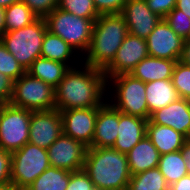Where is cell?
<instances>
[{
    "instance_id": "29",
    "label": "cell",
    "mask_w": 190,
    "mask_h": 190,
    "mask_svg": "<svg viewBox=\"0 0 190 190\" xmlns=\"http://www.w3.org/2000/svg\"><path fill=\"white\" fill-rule=\"evenodd\" d=\"M57 8L81 18L93 19L94 21L100 15L95 8L93 0H59Z\"/></svg>"
},
{
    "instance_id": "38",
    "label": "cell",
    "mask_w": 190,
    "mask_h": 190,
    "mask_svg": "<svg viewBox=\"0 0 190 190\" xmlns=\"http://www.w3.org/2000/svg\"><path fill=\"white\" fill-rule=\"evenodd\" d=\"M13 95V81L0 73V104L10 103Z\"/></svg>"
},
{
    "instance_id": "1",
    "label": "cell",
    "mask_w": 190,
    "mask_h": 190,
    "mask_svg": "<svg viewBox=\"0 0 190 190\" xmlns=\"http://www.w3.org/2000/svg\"><path fill=\"white\" fill-rule=\"evenodd\" d=\"M83 69L73 67L65 73L55 88V109L92 108L104 104L108 84L103 70L85 64Z\"/></svg>"
},
{
    "instance_id": "31",
    "label": "cell",
    "mask_w": 190,
    "mask_h": 190,
    "mask_svg": "<svg viewBox=\"0 0 190 190\" xmlns=\"http://www.w3.org/2000/svg\"><path fill=\"white\" fill-rule=\"evenodd\" d=\"M171 80L179 97L190 100V65L183 64L178 60Z\"/></svg>"
},
{
    "instance_id": "23",
    "label": "cell",
    "mask_w": 190,
    "mask_h": 190,
    "mask_svg": "<svg viewBox=\"0 0 190 190\" xmlns=\"http://www.w3.org/2000/svg\"><path fill=\"white\" fill-rule=\"evenodd\" d=\"M70 68L61 62L53 61L44 57H38L26 70L31 76L44 81L56 88Z\"/></svg>"
},
{
    "instance_id": "2",
    "label": "cell",
    "mask_w": 190,
    "mask_h": 190,
    "mask_svg": "<svg viewBox=\"0 0 190 190\" xmlns=\"http://www.w3.org/2000/svg\"><path fill=\"white\" fill-rule=\"evenodd\" d=\"M83 170L94 187L107 190H127L131 178L127 155L112 147H88Z\"/></svg>"
},
{
    "instance_id": "42",
    "label": "cell",
    "mask_w": 190,
    "mask_h": 190,
    "mask_svg": "<svg viewBox=\"0 0 190 190\" xmlns=\"http://www.w3.org/2000/svg\"><path fill=\"white\" fill-rule=\"evenodd\" d=\"M176 8L183 11L190 18V0H177Z\"/></svg>"
},
{
    "instance_id": "43",
    "label": "cell",
    "mask_w": 190,
    "mask_h": 190,
    "mask_svg": "<svg viewBox=\"0 0 190 190\" xmlns=\"http://www.w3.org/2000/svg\"><path fill=\"white\" fill-rule=\"evenodd\" d=\"M6 32L5 26V8L0 7V38Z\"/></svg>"
},
{
    "instance_id": "35",
    "label": "cell",
    "mask_w": 190,
    "mask_h": 190,
    "mask_svg": "<svg viewBox=\"0 0 190 190\" xmlns=\"http://www.w3.org/2000/svg\"><path fill=\"white\" fill-rule=\"evenodd\" d=\"M11 153L0 148V187L11 188Z\"/></svg>"
},
{
    "instance_id": "8",
    "label": "cell",
    "mask_w": 190,
    "mask_h": 190,
    "mask_svg": "<svg viewBox=\"0 0 190 190\" xmlns=\"http://www.w3.org/2000/svg\"><path fill=\"white\" fill-rule=\"evenodd\" d=\"M10 104L30 111L55 109V88L25 72L13 82Z\"/></svg>"
},
{
    "instance_id": "19",
    "label": "cell",
    "mask_w": 190,
    "mask_h": 190,
    "mask_svg": "<svg viewBox=\"0 0 190 190\" xmlns=\"http://www.w3.org/2000/svg\"><path fill=\"white\" fill-rule=\"evenodd\" d=\"M128 167L131 175L158 167L160 154L146 135L128 153Z\"/></svg>"
},
{
    "instance_id": "44",
    "label": "cell",
    "mask_w": 190,
    "mask_h": 190,
    "mask_svg": "<svg viewBox=\"0 0 190 190\" xmlns=\"http://www.w3.org/2000/svg\"><path fill=\"white\" fill-rule=\"evenodd\" d=\"M20 0H0V7L7 8Z\"/></svg>"
},
{
    "instance_id": "16",
    "label": "cell",
    "mask_w": 190,
    "mask_h": 190,
    "mask_svg": "<svg viewBox=\"0 0 190 190\" xmlns=\"http://www.w3.org/2000/svg\"><path fill=\"white\" fill-rule=\"evenodd\" d=\"M149 121L171 127L190 139V100L179 98L168 106L152 112Z\"/></svg>"
},
{
    "instance_id": "37",
    "label": "cell",
    "mask_w": 190,
    "mask_h": 190,
    "mask_svg": "<svg viewBox=\"0 0 190 190\" xmlns=\"http://www.w3.org/2000/svg\"><path fill=\"white\" fill-rule=\"evenodd\" d=\"M147 7L164 19L175 7L177 0H145Z\"/></svg>"
},
{
    "instance_id": "25",
    "label": "cell",
    "mask_w": 190,
    "mask_h": 190,
    "mask_svg": "<svg viewBox=\"0 0 190 190\" xmlns=\"http://www.w3.org/2000/svg\"><path fill=\"white\" fill-rule=\"evenodd\" d=\"M70 172L49 166L26 190H66Z\"/></svg>"
},
{
    "instance_id": "7",
    "label": "cell",
    "mask_w": 190,
    "mask_h": 190,
    "mask_svg": "<svg viewBox=\"0 0 190 190\" xmlns=\"http://www.w3.org/2000/svg\"><path fill=\"white\" fill-rule=\"evenodd\" d=\"M110 80V81H108ZM115 89L113 96L115 102L111 105L121 113L136 116L149 120V110L146 102V83L135 78L131 74H121L109 77L107 84H111ZM116 94V95H115Z\"/></svg>"
},
{
    "instance_id": "27",
    "label": "cell",
    "mask_w": 190,
    "mask_h": 190,
    "mask_svg": "<svg viewBox=\"0 0 190 190\" xmlns=\"http://www.w3.org/2000/svg\"><path fill=\"white\" fill-rule=\"evenodd\" d=\"M169 188L170 185L156 167L131 175L127 190H169Z\"/></svg>"
},
{
    "instance_id": "6",
    "label": "cell",
    "mask_w": 190,
    "mask_h": 190,
    "mask_svg": "<svg viewBox=\"0 0 190 190\" xmlns=\"http://www.w3.org/2000/svg\"><path fill=\"white\" fill-rule=\"evenodd\" d=\"M50 166L47 150L30 142L11 153V188L26 190Z\"/></svg>"
},
{
    "instance_id": "24",
    "label": "cell",
    "mask_w": 190,
    "mask_h": 190,
    "mask_svg": "<svg viewBox=\"0 0 190 190\" xmlns=\"http://www.w3.org/2000/svg\"><path fill=\"white\" fill-rule=\"evenodd\" d=\"M74 52H76L75 49L61 37L46 31L42 41L41 57L64 63L69 68H73L74 65L71 66L69 58L75 57Z\"/></svg>"
},
{
    "instance_id": "30",
    "label": "cell",
    "mask_w": 190,
    "mask_h": 190,
    "mask_svg": "<svg viewBox=\"0 0 190 190\" xmlns=\"http://www.w3.org/2000/svg\"><path fill=\"white\" fill-rule=\"evenodd\" d=\"M25 72L24 67H22L16 58L6 49L0 40V73L14 82Z\"/></svg>"
},
{
    "instance_id": "15",
    "label": "cell",
    "mask_w": 190,
    "mask_h": 190,
    "mask_svg": "<svg viewBox=\"0 0 190 190\" xmlns=\"http://www.w3.org/2000/svg\"><path fill=\"white\" fill-rule=\"evenodd\" d=\"M127 24L128 33L146 39L162 19L153 13L145 0H128L120 13Z\"/></svg>"
},
{
    "instance_id": "28",
    "label": "cell",
    "mask_w": 190,
    "mask_h": 190,
    "mask_svg": "<svg viewBox=\"0 0 190 190\" xmlns=\"http://www.w3.org/2000/svg\"><path fill=\"white\" fill-rule=\"evenodd\" d=\"M38 17L21 0L5 8L6 32L30 25Z\"/></svg>"
},
{
    "instance_id": "32",
    "label": "cell",
    "mask_w": 190,
    "mask_h": 190,
    "mask_svg": "<svg viewBox=\"0 0 190 190\" xmlns=\"http://www.w3.org/2000/svg\"><path fill=\"white\" fill-rule=\"evenodd\" d=\"M164 19L182 39L190 38V18L183 11L175 7Z\"/></svg>"
},
{
    "instance_id": "12",
    "label": "cell",
    "mask_w": 190,
    "mask_h": 190,
    "mask_svg": "<svg viewBox=\"0 0 190 190\" xmlns=\"http://www.w3.org/2000/svg\"><path fill=\"white\" fill-rule=\"evenodd\" d=\"M146 39L127 34L111 64L103 71L106 79L121 74H130L133 68L148 57Z\"/></svg>"
},
{
    "instance_id": "22",
    "label": "cell",
    "mask_w": 190,
    "mask_h": 190,
    "mask_svg": "<svg viewBox=\"0 0 190 190\" xmlns=\"http://www.w3.org/2000/svg\"><path fill=\"white\" fill-rule=\"evenodd\" d=\"M145 93L149 117L152 112L166 107L180 98L171 79L155 80L146 83Z\"/></svg>"
},
{
    "instance_id": "14",
    "label": "cell",
    "mask_w": 190,
    "mask_h": 190,
    "mask_svg": "<svg viewBox=\"0 0 190 190\" xmlns=\"http://www.w3.org/2000/svg\"><path fill=\"white\" fill-rule=\"evenodd\" d=\"M100 107L77 108L60 111L63 133L89 147L92 144L97 111Z\"/></svg>"
},
{
    "instance_id": "9",
    "label": "cell",
    "mask_w": 190,
    "mask_h": 190,
    "mask_svg": "<svg viewBox=\"0 0 190 190\" xmlns=\"http://www.w3.org/2000/svg\"><path fill=\"white\" fill-rule=\"evenodd\" d=\"M32 112L10 103L0 104V148L13 153L28 143Z\"/></svg>"
},
{
    "instance_id": "45",
    "label": "cell",
    "mask_w": 190,
    "mask_h": 190,
    "mask_svg": "<svg viewBox=\"0 0 190 190\" xmlns=\"http://www.w3.org/2000/svg\"><path fill=\"white\" fill-rule=\"evenodd\" d=\"M93 190H107V189L99 188V187H94Z\"/></svg>"
},
{
    "instance_id": "3",
    "label": "cell",
    "mask_w": 190,
    "mask_h": 190,
    "mask_svg": "<svg viewBox=\"0 0 190 190\" xmlns=\"http://www.w3.org/2000/svg\"><path fill=\"white\" fill-rule=\"evenodd\" d=\"M127 34V24L120 13L99 15L84 64L104 71L115 58Z\"/></svg>"
},
{
    "instance_id": "39",
    "label": "cell",
    "mask_w": 190,
    "mask_h": 190,
    "mask_svg": "<svg viewBox=\"0 0 190 190\" xmlns=\"http://www.w3.org/2000/svg\"><path fill=\"white\" fill-rule=\"evenodd\" d=\"M169 190H190V175H186L170 185Z\"/></svg>"
},
{
    "instance_id": "18",
    "label": "cell",
    "mask_w": 190,
    "mask_h": 190,
    "mask_svg": "<svg viewBox=\"0 0 190 190\" xmlns=\"http://www.w3.org/2000/svg\"><path fill=\"white\" fill-rule=\"evenodd\" d=\"M147 119L121 113L119 111L118 136L112 148L128 153L147 133Z\"/></svg>"
},
{
    "instance_id": "4",
    "label": "cell",
    "mask_w": 190,
    "mask_h": 190,
    "mask_svg": "<svg viewBox=\"0 0 190 190\" xmlns=\"http://www.w3.org/2000/svg\"><path fill=\"white\" fill-rule=\"evenodd\" d=\"M47 31L44 18H37L30 25L5 32L0 38L6 49L27 70L41 57L42 41Z\"/></svg>"
},
{
    "instance_id": "20",
    "label": "cell",
    "mask_w": 190,
    "mask_h": 190,
    "mask_svg": "<svg viewBox=\"0 0 190 190\" xmlns=\"http://www.w3.org/2000/svg\"><path fill=\"white\" fill-rule=\"evenodd\" d=\"M176 62L169 59L148 56L141 60L130 74L144 83L172 79Z\"/></svg>"
},
{
    "instance_id": "5",
    "label": "cell",
    "mask_w": 190,
    "mask_h": 190,
    "mask_svg": "<svg viewBox=\"0 0 190 190\" xmlns=\"http://www.w3.org/2000/svg\"><path fill=\"white\" fill-rule=\"evenodd\" d=\"M47 30L84 54L88 51L95 21L78 17L59 8L45 18Z\"/></svg>"
},
{
    "instance_id": "34",
    "label": "cell",
    "mask_w": 190,
    "mask_h": 190,
    "mask_svg": "<svg viewBox=\"0 0 190 190\" xmlns=\"http://www.w3.org/2000/svg\"><path fill=\"white\" fill-rule=\"evenodd\" d=\"M93 188L94 184L83 169L70 172V179L66 190H93Z\"/></svg>"
},
{
    "instance_id": "17",
    "label": "cell",
    "mask_w": 190,
    "mask_h": 190,
    "mask_svg": "<svg viewBox=\"0 0 190 190\" xmlns=\"http://www.w3.org/2000/svg\"><path fill=\"white\" fill-rule=\"evenodd\" d=\"M119 110L104 103L97 111L94 136L89 147H113L118 136Z\"/></svg>"
},
{
    "instance_id": "21",
    "label": "cell",
    "mask_w": 190,
    "mask_h": 190,
    "mask_svg": "<svg viewBox=\"0 0 190 190\" xmlns=\"http://www.w3.org/2000/svg\"><path fill=\"white\" fill-rule=\"evenodd\" d=\"M146 135L157 148L160 155L180 151L188 140L183 134L171 127L153 124L148 120Z\"/></svg>"
},
{
    "instance_id": "40",
    "label": "cell",
    "mask_w": 190,
    "mask_h": 190,
    "mask_svg": "<svg viewBox=\"0 0 190 190\" xmlns=\"http://www.w3.org/2000/svg\"><path fill=\"white\" fill-rule=\"evenodd\" d=\"M179 61L183 64L190 65V38L184 40L182 54Z\"/></svg>"
},
{
    "instance_id": "13",
    "label": "cell",
    "mask_w": 190,
    "mask_h": 190,
    "mask_svg": "<svg viewBox=\"0 0 190 190\" xmlns=\"http://www.w3.org/2000/svg\"><path fill=\"white\" fill-rule=\"evenodd\" d=\"M151 57L178 61L182 54L184 39L178 36L165 19H161L146 38Z\"/></svg>"
},
{
    "instance_id": "36",
    "label": "cell",
    "mask_w": 190,
    "mask_h": 190,
    "mask_svg": "<svg viewBox=\"0 0 190 190\" xmlns=\"http://www.w3.org/2000/svg\"><path fill=\"white\" fill-rule=\"evenodd\" d=\"M128 0H93L97 12L102 14H119Z\"/></svg>"
},
{
    "instance_id": "26",
    "label": "cell",
    "mask_w": 190,
    "mask_h": 190,
    "mask_svg": "<svg viewBox=\"0 0 190 190\" xmlns=\"http://www.w3.org/2000/svg\"><path fill=\"white\" fill-rule=\"evenodd\" d=\"M158 168L169 185L188 175L186 160L181 151L160 155Z\"/></svg>"
},
{
    "instance_id": "11",
    "label": "cell",
    "mask_w": 190,
    "mask_h": 190,
    "mask_svg": "<svg viewBox=\"0 0 190 190\" xmlns=\"http://www.w3.org/2000/svg\"><path fill=\"white\" fill-rule=\"evenodd\" d=\"M62 133V116L59 110L32 112L28 142L47 150Z\"/></svg>"
},
{
    "instance_id": "33",
    "label": "cell",
    "mask_w": 190,
    "mask_h": 190,
    "mask_svg": "<svg viewBox=\"0 0 190 190\" xmlns=\"http://www.w3.org/2000/svg\"><path fill=\"white\" fill-rule=\"evenodd\" d=\"M38 18H45L58 7L59 0H21Z\"/></svg>"
},
{
    "instance_id": "46",
    "label": "cell",
    "mask_w": 190,
    "mask_h": 190,
    "mask_svg": "<svg viewBox=\"0 0 190 190\" xmlns=\"http://www.w3.org/2000/svg\"><path fill=\"white\" fill-rule=\"evenodd\" d=\"M12 188L0 187V190H10Z\"/></svg>"
},
{
    "instance_id": "10",
    "label": "cell",
    "mask_w": 190,
    "mask_h": 190,
    "mask_svg": "<svg viewBox=\"0 0 190 190\" xmlns=\"http://www.w3.org/2000/svg\"><path fill=\"white\" fill-rule=\"evenodd\" d=\"M87 146L62 133L47 149L50 166L69 172L82 170Z\"/></svg>"
},
{
    "instance_id": "41",
    "label": "cell",
    "mask_w": 190,
    "mask_h": 190,
    "mask_svg": "<svg viewBox=\"0 0 190 190\" xmlns=\"http://www.w3.org/2000/svg\"><path fill=\"white\" fill-rule=\"evenodd\" d=\"M181 153L183 155V158L186 160V169L188 172V175H190V139H188L181 148Z\"/></svg>"
}]
</instances>
